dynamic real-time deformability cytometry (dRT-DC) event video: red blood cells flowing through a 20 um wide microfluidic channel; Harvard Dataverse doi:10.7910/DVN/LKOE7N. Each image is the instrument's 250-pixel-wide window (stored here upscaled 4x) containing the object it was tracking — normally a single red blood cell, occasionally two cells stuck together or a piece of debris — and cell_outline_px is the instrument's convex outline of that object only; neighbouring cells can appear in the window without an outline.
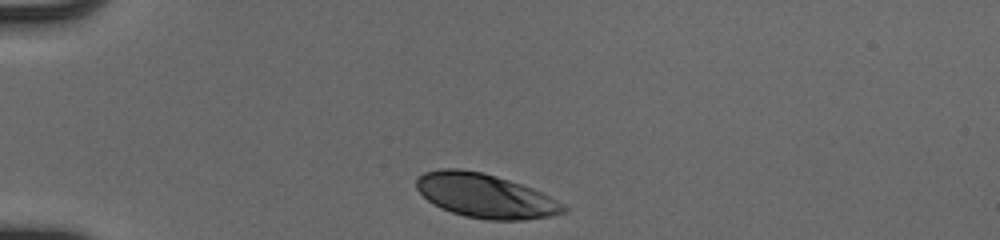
{"species": "human", "species_latin": "Homo sapiens", "temperature_condition": "cold", "stored_images_in_passage": 31, "camera_frame_rate_fps": 3000, "um_per_image_px": 0.085, "donor": {"sex": "male"}, "frame": {"image": 1, "passage_image": 1, "time_ms": 0.0, "image_size_px": [1000, 240], "cell_outline_px": [[568, 212], [552, 216], [524, 220], [488, 220], [464, 216], [440, 208], [432, 204], [416, 188], [416, 176], [424, 172], [440, 168], [460, 168], [484, 172], [532, 188], [564, 204], [568, 208]], "centroid_in_image_um": [41.23, 16.64], "position_along_channel_um": 43.8, "area_um2": 38.03}}
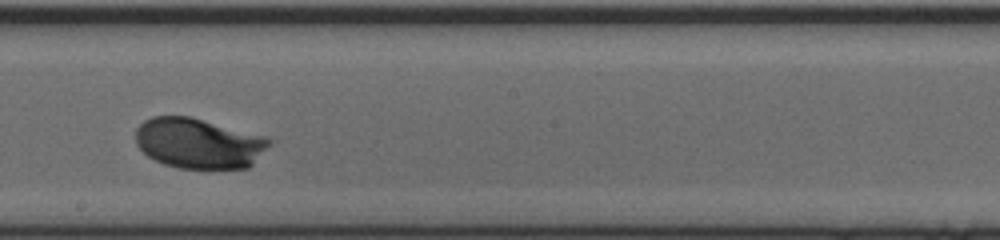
{"frame": {"image": 2, "passage_image": 18, "time_ms": 5.667, "image_size_px": [1000, 240], "cell_outline_px": [[272, 144], [248, 168], [180, 168], [164, 164], [148, 156], [136, 144], [136, 128], [144, 120], [152, 116], [192, 116], [264, 136], [272, 140]], "centroid_in_image_um": [16.89, 12.16], "position_along_channel_um": 231.3, "area_um2": 39.25}}
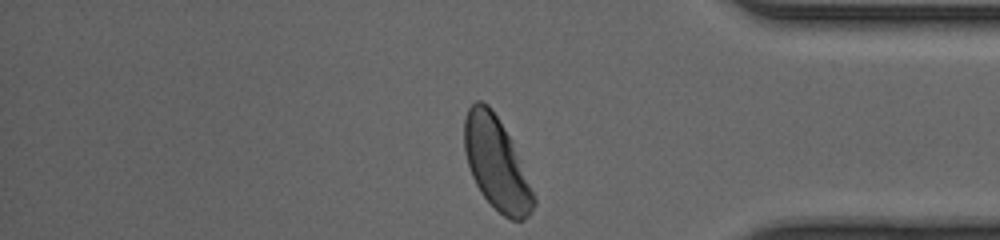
{"frame": {"image": 3, "passage_image": 31, "time_ms": 10.0, "image_size_px": [1000, 240], "cell_outline_px": [[536, 204], [532, 212], [524, 220], [512, 220], [504, 216], [480, 192], [472, 176], [464, 152], [464, 120], [468, 108], [476, 100], [480, 100], [488, 104], [492, 108], [508, 136], [512, 144], [536, 200]], "centroid_in_image_um": [42.16, 13.9], "position_along_channel_um": 393.0, "area_um2": 36.53}, "authors_computed_cell_mechanics": {"area_um2": 38.437, "velocity_mm_per_s": 4.0536, "shape_relaxation_time_tau1_ms": 1.7676, "shape_relaxation_time_tau2_ms": null, "deformation_change_tau1": 0.1329, "deformation_change_tau2": null}}